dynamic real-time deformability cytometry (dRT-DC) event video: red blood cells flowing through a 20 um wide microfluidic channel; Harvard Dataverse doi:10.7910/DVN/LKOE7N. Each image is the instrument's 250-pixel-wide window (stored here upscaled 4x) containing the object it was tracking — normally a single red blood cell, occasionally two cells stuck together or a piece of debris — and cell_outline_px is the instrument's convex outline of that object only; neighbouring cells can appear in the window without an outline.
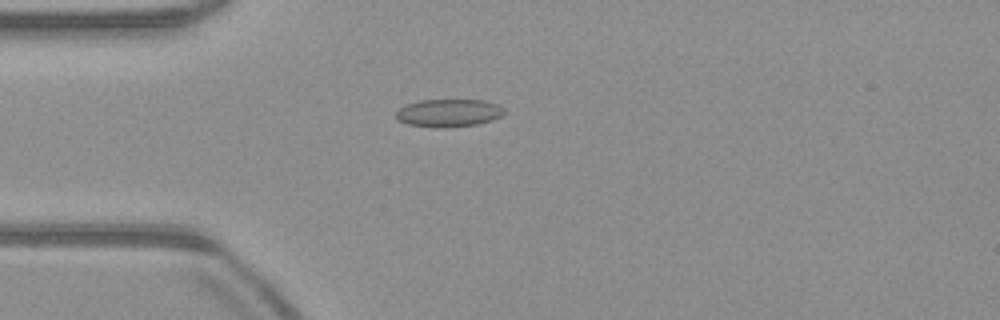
{"species": "common noctule bat (a hibernating species)", "species_latin": "Nyctalus noctula", "temperature_condition": "warm", "stored_images_in_passage": 52, "camera_frame_rate_fps": 3000, "um_per_image_px": 0.085, "animal": {"sex": "male", "body_mass_g": 23.1, "forearm_length_mm": 52.7}, "frame": {"image": 1, "passage_image": 14, "time_ms": 4.333, "image_size_px": [1000, 320], "cell_outline_px": [[504, 112], [500, 116], [492, 120], [476, 124], [444, 128], [436, 128], [408, 124], [396, 120], [396, 112], [404, 104], [420, 100], [484, 100], [496, 104], [504, 108]], "centroid_in_image_um": [38.09, 9.6], "position_along_channel_um": 46.9, "area_um2": 17.57}}
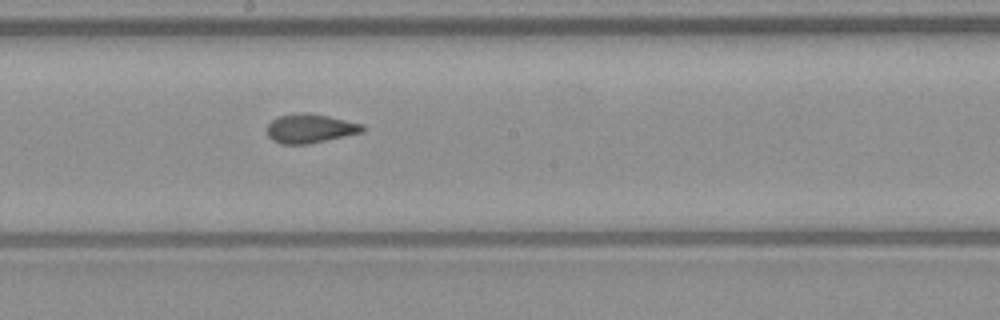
{"frame": {"image": 2, "passage_image": 28, "time_ms": 9.0, "image_size_px": [1000, 320], "cell_outline_px": [[364, 132], [308, 144], [280, 144], [272, 140], [268, 136], [268, 124], [272, 120], [280, 116], [300, 112], [304, 112], [328, 116], [364, 124]], "centroid_in_image_um": [26.37, 10.92], "position_along_channel_um": 221.8, "area_um2": 16.13}}
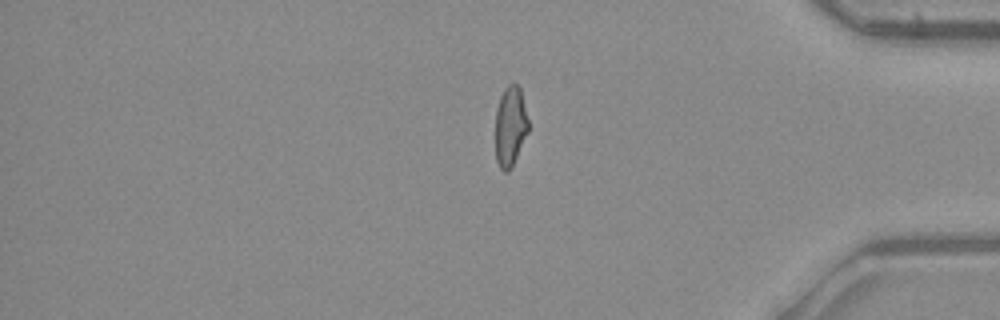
{"frame": {"image": 3, "passage_image": 43, "time_ms": 14.0, "image_size_px": [1000, 320], "cell_outline_px": [[528, 132], [512, 168], [508, 172], [504, 172], [500, 168], [496, 160], [496, 108], [500, 96], [504, 88], [508, 84], [516, 84], [520, 88], [528, 120]], "centroid_in_image_um": [43.37, 10.75], "position_along_channel_um": 391.8, "area_um2": 15.43}, "authors_computed_cell_mechanics": {"area_um2": 16.473, "velocity_mm_per_s": 3.9914, "shape_relaxation_time_tau1_ms": null, "shape_relaxation_time_tau2_ms": 1.2861, "deformation_change_tau1": null, "deformation_change_tau2": 0.0829}}